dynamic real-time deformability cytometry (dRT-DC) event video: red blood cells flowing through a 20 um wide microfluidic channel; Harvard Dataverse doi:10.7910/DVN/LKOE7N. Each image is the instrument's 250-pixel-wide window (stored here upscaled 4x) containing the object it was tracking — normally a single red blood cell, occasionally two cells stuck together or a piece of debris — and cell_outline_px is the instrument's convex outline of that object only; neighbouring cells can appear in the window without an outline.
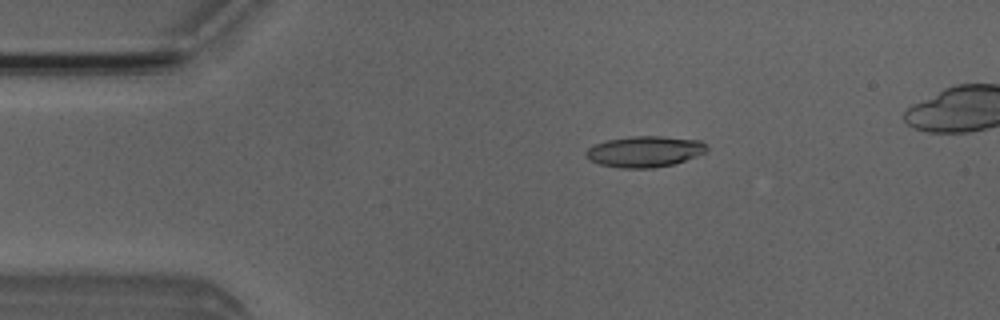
{"species": "Egyptian fruit bat (a non-hibernating species)", "species_latin": "Rousettus aegyptiacus", "temperature_condition": "room temperature", "stored_images_in_passage": 6, "camera_frame_rate_fps": 3000, "um_per_image_px": 0.085, "animal": {"sex": "male"}, "frame": {"image": 1, "passage_image": 3, "time_ms": 2.333, "image_size_px": [1000, 320], "cell_outline_px": [[708, 148], [704, 152], [696, 156], [672, 164], [652, 168], [620, 168], [600, 164], [588, 160], [584, 156], [584, 152], [588, 148], [596, 144], [608, 140], [632, 136], [664, 136], [700, 140]], "centroid_in_image_um": [54.75, 12.88], "position_along_channel_um": 30.2, "area_um2": 21.73}}